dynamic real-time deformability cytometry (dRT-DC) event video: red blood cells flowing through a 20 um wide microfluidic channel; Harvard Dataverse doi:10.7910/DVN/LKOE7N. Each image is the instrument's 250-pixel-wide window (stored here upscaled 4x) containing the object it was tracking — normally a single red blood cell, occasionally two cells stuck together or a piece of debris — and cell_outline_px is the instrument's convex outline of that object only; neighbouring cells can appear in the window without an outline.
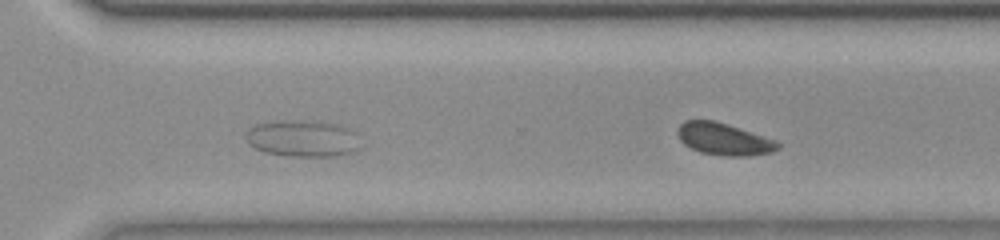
{"species": "common noctule bat (a hibernating species)", "species_latin": "Nyctalus noctula", "temperature_condition": "room temperature", "stored_images_in_passage": 21, "segment_of_instrument_passage": [2, 2], "camera_frame_rate_fps": 3000, "um_per_image_px": 0.085, "animal": {"sex": "female", "body_mass_g": 23.0, "forearm_length_mm": 53.4}, "frame": {"image": 1, "passage_image": 21, "time_ms": 6.667, "image_size_px": [1000, 240], "cell_outline_px": [[780, 148], [772, 152], [744, 156], [720, 156], [700, 152], [684, 144], [680, 140], [676, 132], [680, 124], [684, 120], [712, 120], [776, 140], [780, 144]], "centroid_in_image_um": [61.5, 11.83], "position_along_channel_um": 309.1, "area_um2": 18.55}}